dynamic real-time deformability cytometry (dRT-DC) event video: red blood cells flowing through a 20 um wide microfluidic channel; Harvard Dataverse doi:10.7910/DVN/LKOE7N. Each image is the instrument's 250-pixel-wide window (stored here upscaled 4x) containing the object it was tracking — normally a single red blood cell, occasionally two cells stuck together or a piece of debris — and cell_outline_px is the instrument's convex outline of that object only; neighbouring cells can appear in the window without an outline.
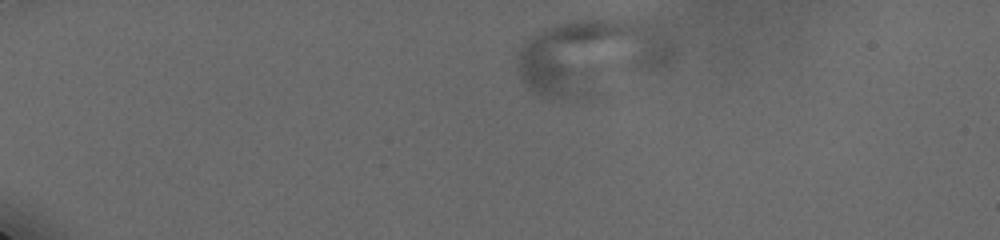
{"species": "human", "species_latin": "Homo sapiens", "temperature_condition": "cold", "stored_images_in_passage": 10, "camera_frame_rate_fps": 3000, "um_per_image_px": 0.085, "donor": {"sex": "male"}, "frame": {"image": 1, "passage_image": 3, "time_ms": 0.667, "image_size_px": [1000, 240], "cell_outline_px": [[680, 52], [672, 60], [656, 68], [588, 96], [544, 96], [528, 88], [524, 84], [516, 72], [516, 56], [524, 40], [544, 28], [556, 24], [572, 20], [636, 16], [656, 20], [660, 24]], "centroid_in_image_um": [50.33, 4.66], "position_along_channel_um": 34.7, "area_um2": 69.53}}